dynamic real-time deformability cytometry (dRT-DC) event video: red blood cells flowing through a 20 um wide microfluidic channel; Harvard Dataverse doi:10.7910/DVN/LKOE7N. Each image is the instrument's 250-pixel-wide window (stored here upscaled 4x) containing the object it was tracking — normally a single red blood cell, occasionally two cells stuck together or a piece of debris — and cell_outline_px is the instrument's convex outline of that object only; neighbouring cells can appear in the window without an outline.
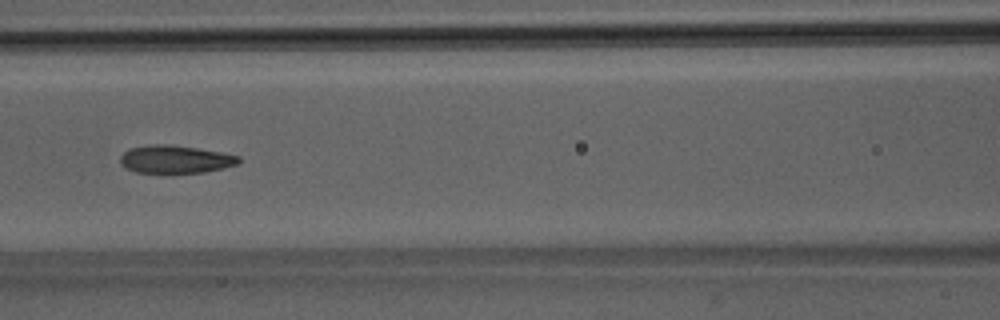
{"species": "Egyptian fruit bat (a non-hibernating species)", "species_latin": "Rousettus aegyptiacus", "temperature_condition": "room temperature", "stored_images_in_passage": 7, "camera_frame_rate_fps": 3000, "um_per_image_px": 0.085, "animal": {"sex": "male"}, "frame": {"image": 1, "passage_image": 7, "time_ms": 6.667, "image_size_px": [1000, 320], "cell_outline_px": [[240, 160], [236, 164], [204, 172], [136, 172], [120, 164], [120, 156], [128, 148], [148, 144], [168, 144], [196, 148], [220, 152], [240, 156]], "centroid_in_image_um": [14.85, 13.52], "position_along_channel_um": 151.8, "area_um2": 18.96}}